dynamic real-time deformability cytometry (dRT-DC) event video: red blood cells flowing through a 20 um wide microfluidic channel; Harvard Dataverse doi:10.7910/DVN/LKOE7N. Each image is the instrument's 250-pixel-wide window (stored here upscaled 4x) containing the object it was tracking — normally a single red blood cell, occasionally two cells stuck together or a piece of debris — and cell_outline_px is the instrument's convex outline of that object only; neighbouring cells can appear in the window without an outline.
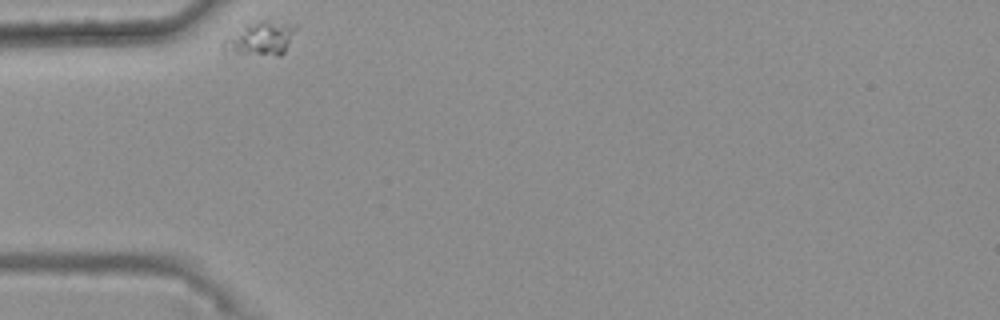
{"species": "common noctule bat (a hibernating species)", "species_latin": "Nyctalus noctula", "temperature_condition": "warm", "stored_images_in_passage": 34, "camera_frame_rate_fps": 3000, "um_per_image_px": 0.085, "animal": {"sex": "female", "body_mass_g": 25.1}, "frame": {"image": 1, "passage_image": 1, "time_ms": 0.0, "image_size_px": [1000, 320], "cell_outline_px": [[296, 28], [284, 52], [280, 56], [276, 56], [224, 52], [220, 48], [220, 44], [224, 36], [244, 24], [256, 20], [264, 20], [296, 24]], "centroid_in_image_um": [22.04, 3.26], "position_along_channel_um": 63.0, "area_um2": 14.74}}
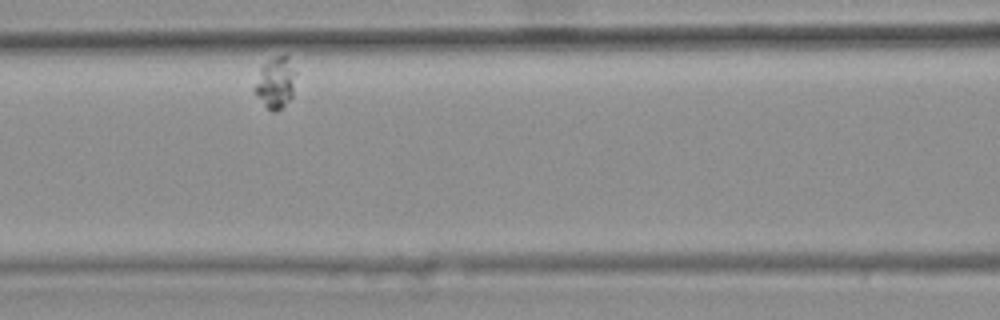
{"frame": {"image": 2, "passage_image": 10, "time_ms": 3.0, "image_size_px": [1000, 320], "cell_outline_px": [[296, 72], [292, 96], [276, 112], [272, 112], [264, 104], [252, 88], [260, 68], [268, 60], [276, 56], [288, 56]], "centroid_in_image_um": [23.41, 7.01], "position_along_channel_um": 143.2, "area_um2": 12.14}}
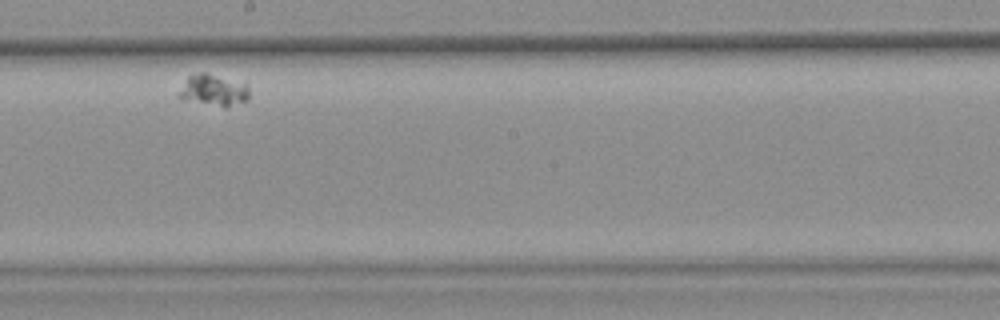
{"frame": {"image": 3, "passage_image": 19, "time_ms": 6.0, "image_size_px": [1000, 320], "cell_outline_px": [[248, 100], [224, 108], [176, 96], [188, 76], [200, 72], [208, 72], [248, 84]], "centroid_in_image_um": [18.18, 7.65], "position_along_channel_um": 230.0, "area_um2": 12.83}}